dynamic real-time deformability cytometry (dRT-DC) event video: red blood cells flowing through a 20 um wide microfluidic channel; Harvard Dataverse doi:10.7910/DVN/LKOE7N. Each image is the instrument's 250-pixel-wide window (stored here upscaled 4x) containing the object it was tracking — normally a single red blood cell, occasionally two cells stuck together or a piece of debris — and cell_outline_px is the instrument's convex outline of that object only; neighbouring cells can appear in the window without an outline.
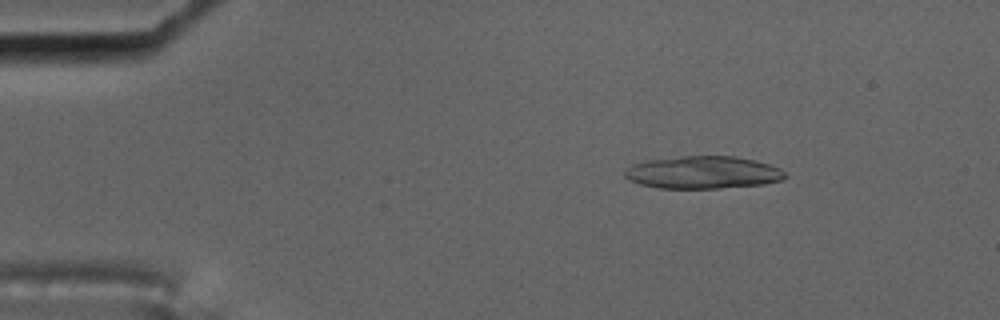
{"species": "common noctule bat (a hibernating species)", "species_latin": "Nyctalus noctula", "temperature_condition": "cold", "stored_images_in_passage": 20, "camera_frame_rate_fps": 3000, "um_per_image_px": 0.085, "animal": {"sex": "male", "body_mass_g": 17.5, "forearm_length_mm": 52.3}, "frame": {"image": 1, "passage_image": 9, "time_ms": 2.667, "image_size_px": [1000, 320], "cell_outline_px": [[788, 176], [780, 180], [764, 184], [720, 188], [656, 188], [640, 184], [628, 180], [624, 176], [624, 172], [632, 164], [648, 160], [680, 156], [736, 156], [756, 160], [780, 168]], "centroid_in_image_um": [59.74, 14.65], "position_along_channel_um": 25.3, "area_um2": 30.52}}
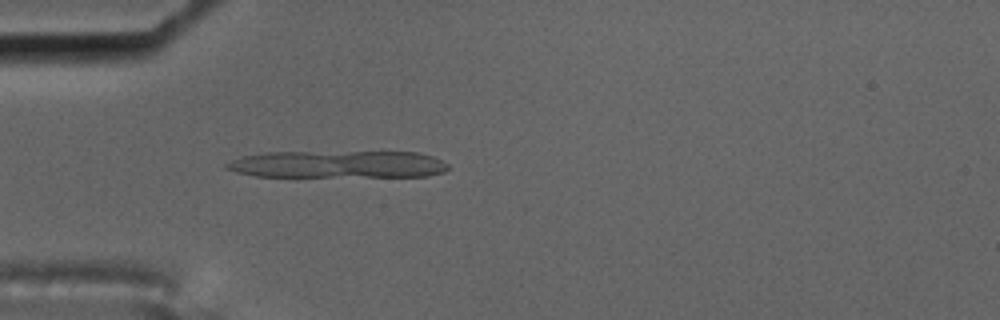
{"frame": {"image": 2, "passage_image": 17, "time_ms": 5.333, "image_size_px": [1000, 320], "cell_outline_px": [[448, 168], [444, 172], [428, 176], [256, 176], [236, 172], [224, 168], [224, 164], [240, 156], [268, 152], [416, 152], [432, 156], [448, 164]], "centroid_in_image_um": [28.69, 13.96], "position_along_channel_um": 56.3, "area_um2": 35.14}}